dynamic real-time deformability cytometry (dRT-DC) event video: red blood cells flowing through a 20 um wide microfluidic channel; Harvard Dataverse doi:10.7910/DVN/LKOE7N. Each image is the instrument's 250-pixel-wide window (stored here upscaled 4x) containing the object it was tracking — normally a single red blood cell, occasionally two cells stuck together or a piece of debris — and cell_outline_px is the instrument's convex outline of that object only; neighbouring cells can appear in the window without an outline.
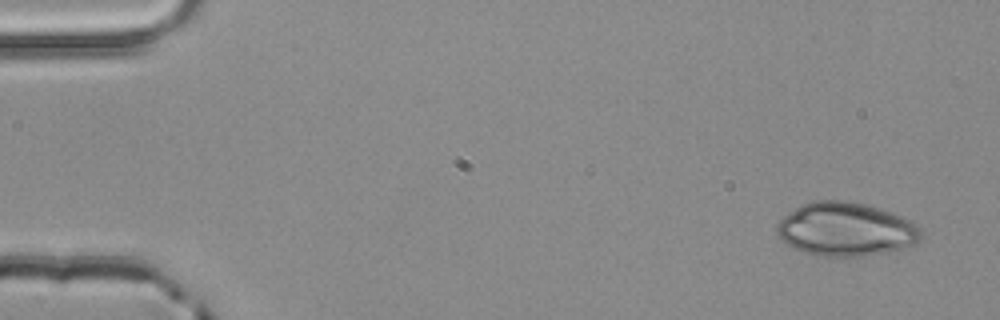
{"species": "common noctule bat (a hibernating species)", "species_latin": "Nyctalus noctula", "temperature_condition": "room temperature", "stored_images_in_passage": 4, "camera_frame_rate_fps": 3000, "um_per_image_px": 0.085, "animal": {"sex": "male", "body_mass_g": 20.4}, "frame": {"image": 1, "passage_image": 1, "time_ms": 0.0, "image_size_px": [1000, 320], "cell_outline_px": [[924, 236], [916, 244], [904, 248], [856, 260], [820, 256], [804, 252], [788, 244], [776, 232], [776, 224], [788, 212], [800, 204], [812, 200], [844, 200], [864, 204], [904, 216], [912, 220], [924, 232]], "centroid_in_image_um": [71.95, 19.52], "position_along_channel_um": 13.0, "area_um2": 46.3}}